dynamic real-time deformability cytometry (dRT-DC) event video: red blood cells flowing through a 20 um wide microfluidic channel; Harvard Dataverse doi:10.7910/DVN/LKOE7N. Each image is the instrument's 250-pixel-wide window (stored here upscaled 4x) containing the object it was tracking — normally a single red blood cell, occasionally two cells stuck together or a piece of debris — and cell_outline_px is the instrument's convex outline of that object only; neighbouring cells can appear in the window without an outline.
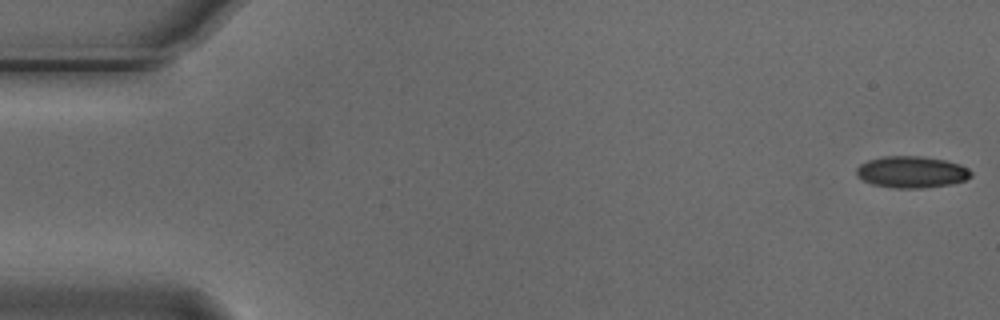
{"species": "Egyptian fruit bat (a non-hibernating species)", "species_latin": "Rousettus aegyptiacus", "temperature_condition": "cold", "stored_images_in_passage": 5, "camera_frame_rate_fps": 3000, "um_per_image_px": 0.085, "animal": {"sex": "male"}, "frame": {"image": 1, "passage_image": 1, "time_ms": 0.0, "image_size_px": [1000, 320], "cell_outline_px": [[972, 176], [964, 180], [952, 184], [920, 188], [892, 188], [872, 184], [856, 176], [856, 168], [860, 164], [868, 160], [884, 156], [920, 156], [944, 160], [960, 164], [968, 168], [972, 172]], "centroid_in_image_um": [77.48, 14.62], "position_along_channel_um": 7.5, "area_um2": 21.15}}
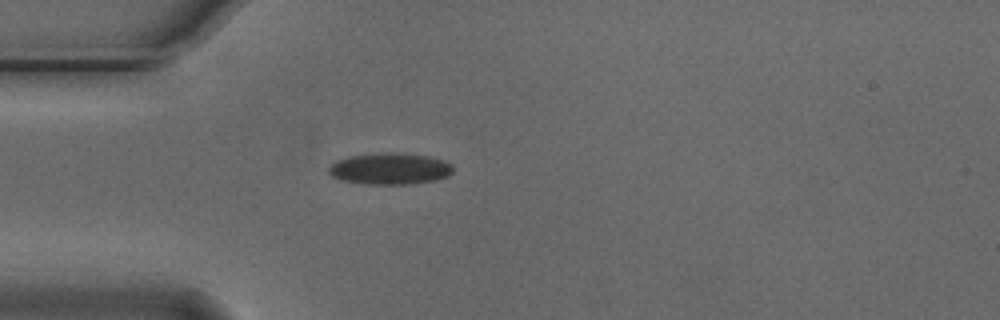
{"frame": {"image": 2, "passage_image": 5, "time_ms": 1.333, "image_size_px": [1000, 320], "cell_outline_px": [[452, 172], [448, 176], [436, 180], [412, 184], [368, 184], [340, 180], [332, 176], [328, 172], [328, 168], [336, 160], [348, 156], [380, 152], [396, 152], [428, 156], [444, 160], [452, 164]], "centroid_in_image_um": [33.14, 14.33], "position_along_channel_um": 51.9, "area_um2": 23.06}}